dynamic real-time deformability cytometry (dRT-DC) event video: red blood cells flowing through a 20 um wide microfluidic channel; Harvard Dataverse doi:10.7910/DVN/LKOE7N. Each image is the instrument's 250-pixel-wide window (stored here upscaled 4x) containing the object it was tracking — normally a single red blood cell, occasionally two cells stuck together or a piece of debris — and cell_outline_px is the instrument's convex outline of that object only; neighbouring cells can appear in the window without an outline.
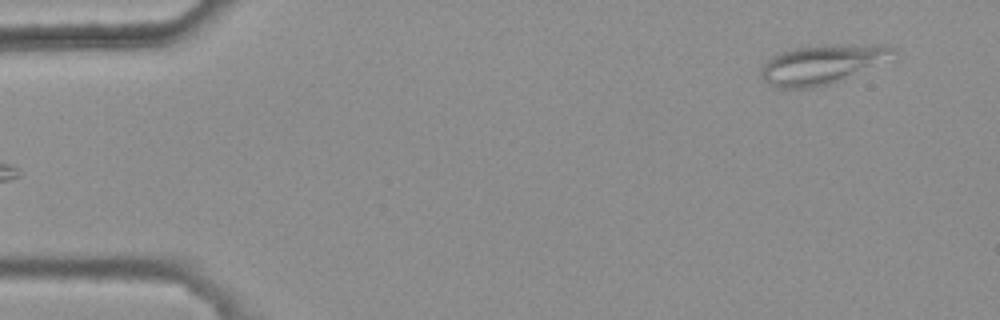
{"species": "common noctule bat (a hibernating species)", "species_latin": "Nyctalus noctula", "temperature_condition": "warm", "stored_images_in_passage": 5, "camera_frame_rate_fps": 3000, "um_per_image_px": 0.085, "animal": {"sex": "female", "body_mass_g": 25.1}, "frame": {"image": 1, "passage_image": 5, "time_ms": 1.333, "image_size_px": [1000, 320], "cell_outline_px": [[896, 52], [832, 84], [808, 88], [780, 88], [764, 80], [760, 76], [760, 72], [764, 64], [772, 56], [796, 48], [820, 44], [888, 44], [896, 48]], "centroid_in_image_um": [69.81, 5.44], "position_along_channel_um": 15.2, "area_um2": 29.42}}